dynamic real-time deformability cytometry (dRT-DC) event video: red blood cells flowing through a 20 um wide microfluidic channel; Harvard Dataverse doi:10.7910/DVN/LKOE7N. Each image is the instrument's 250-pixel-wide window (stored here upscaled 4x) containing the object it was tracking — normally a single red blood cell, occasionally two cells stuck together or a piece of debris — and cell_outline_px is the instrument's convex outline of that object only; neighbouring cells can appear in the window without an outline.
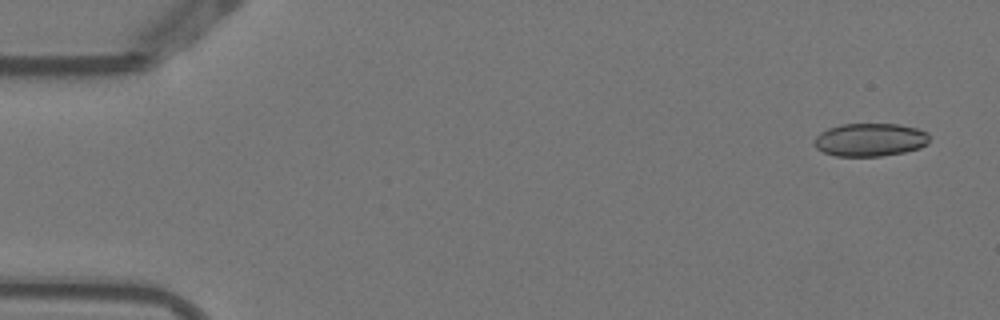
{"species": "Egyptian fruit bat (a non-hibernating species)", "species_latin": "Rousettus aegyptiacus", "temperature_condition": "warm", "stored_images_in_passage": 4, "camera_frame_rate_fps": 3000, "um_per_image_px": 0.085, "animal": {"sex": "female"}, "frame": {"image": 1, "passage_image": 1, "time_ms": 0.0, "image_size_px": [1000, 320], "cell_outline_px": [[928, 144], [920, 148], [904, 152], [880, 156], [836, 156], [824, 152], [816, 148], [812, 144], [816, 136], [820, 132], [828, 128], [840, 124], [900, 124], [916, 128], [928, 132]], "centroid_in_image_um": [73.94, 11.87], "position_along_channel_um": 11.1, "area_um2": 22.37}}
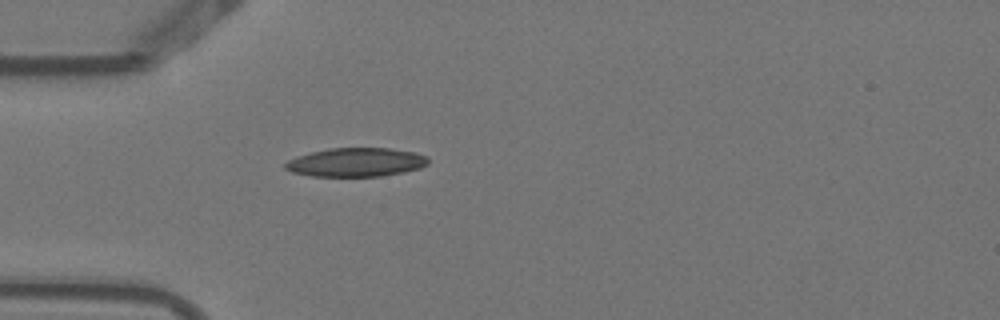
{"frame": {"image": 2, "passage_image": 4, "time_ms": 1.0, "image_size_px": [1000, 320], "cell_outline_px": [[428, 164], [420, 168], [404, 172], [380, 176], [312, 176], [292, 172], [284, 168], [284, 164], [288, 160], [296, 156], [328, 148], [388, 148], [416, 152], [428, 156]], "centroid_in_image_um": [30.27, 13.79], "position_along_channel_um": 54.7, "area_um2": 24.04}}